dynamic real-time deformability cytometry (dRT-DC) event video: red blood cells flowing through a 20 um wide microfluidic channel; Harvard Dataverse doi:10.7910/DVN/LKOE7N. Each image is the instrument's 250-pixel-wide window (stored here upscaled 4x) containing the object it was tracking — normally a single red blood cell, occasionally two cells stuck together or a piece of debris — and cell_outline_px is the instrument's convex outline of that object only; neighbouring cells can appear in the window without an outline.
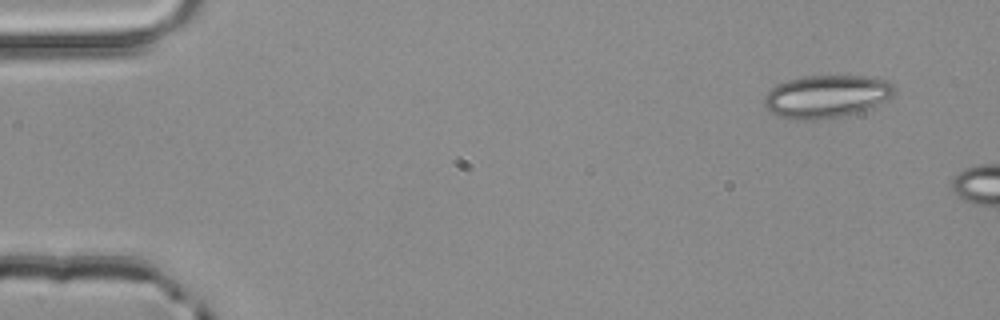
{"species": "common noctule bat (a hibernating species)", "species_latin": "Nyctalus noctula", "temperature_condition": "room temperature", "stored_images_in_passage": 2, "camera_frame_rate_fps": 3000, "um_per_image_px": 0.085, "animal": {"sex": "male", "body_mass_g": 20.4}, "frame": {"image": 1, "passage_image": 1, "time_ms": 0.0, "image_size_px": [1000, 320], "cell_outline_px": [[896, 92], [892, 96], [872, 108], [848, 116], [816, 120], [796, 120], [780, 116], [772, 112], [764, 104], [764, 96], [776, 84], [788, 80], [804, 76], [864, 76], [888, 80], [896, 88]], "centroid_in_image_um": [70.29, 8.2], "position_along_channel_um": 14.7, "area_um2": 32.71}}